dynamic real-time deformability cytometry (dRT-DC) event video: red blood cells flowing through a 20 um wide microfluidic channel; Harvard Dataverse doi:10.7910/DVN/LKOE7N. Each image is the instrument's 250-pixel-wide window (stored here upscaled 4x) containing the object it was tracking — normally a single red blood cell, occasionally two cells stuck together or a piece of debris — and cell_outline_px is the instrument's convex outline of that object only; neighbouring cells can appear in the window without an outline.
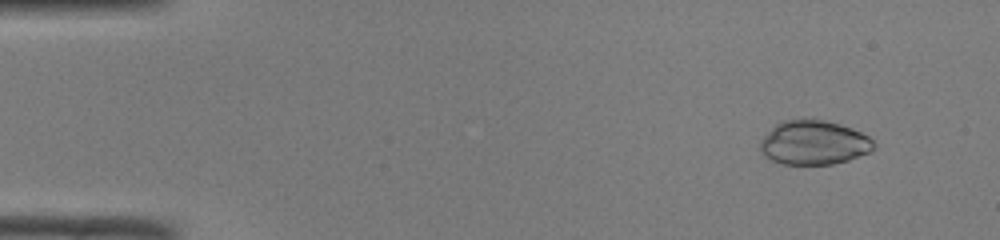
{"species": "common noctule bat (a hibernating species)", "species_latin": "Nyctalus noctula", "temperature_condition": "room temperature", "stored_images_in_passage": 50, "camera_frame_rate_fps": 3000, "um_per_image_px": 0.085, "animal": {"sex": "male", "body_mass_g": 19.0, "forearm_length_mm": 50.8}, "frame": {"image": 1, "passage_image": 5, "time_ms": 1.333, "image_size_px": [1000, 240], "cell_outline_px": [[876, 148], [868, 152], [848, 160], [832, 164], [784, 164], [772, 160], [764, 156], [760, 152], [760, 140], [776, 124], [784, 120], [824, 120], [840, 124], [852, 128], [868, 136], [876, 144]], "centroid_in_image_um": [69.18, 12.13], "position_along_channel_um": 15.8, "area_um2": 29.07}}
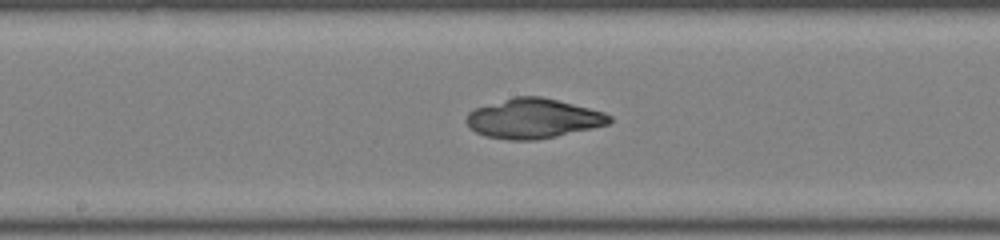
{"frame": {"image": 2, "passage_image": 27, "time_ms": 8.667, "image_size_px": [1000, 240], "cell_outline_px": [[612, 120], [608, 124], [592, 128], [556, 136], [536, 140], [508, 140], [484, 136], [468, 128], [464, 120], [468, 112], [476, 108], [512, 96], [540, 96], [604, 112], [612, 116]], "centroid_in_image_um": [45.27, 10.08], "position_along_channel_um": 202.9, "area_um2": 33.12}}
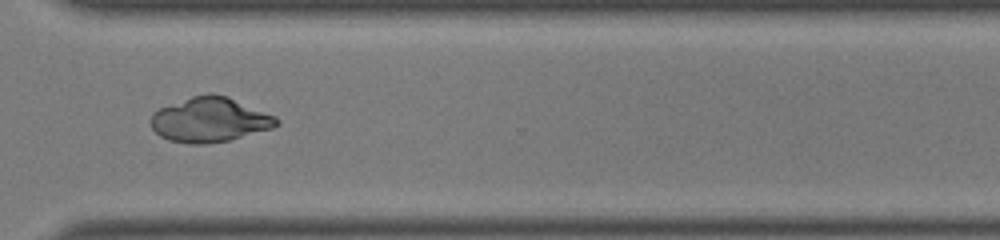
{"frame": {"image": 3, "passage_image": 38, "time_ms": 12.333, "image_size_px": [1000, 240], "cell_outline_px": [[280, 124], [272, 128], [228, 140], [204, 144], [188, 144], [168, 140], [160, 136], [152, 128], [148, 120], [152, 112], [160, 108], [192, 96], [208, 92], [212, 92], [228, 96], [276, 116], [280, 120]], "centroid_in_image_um": [17.81, 10.17], "position_along_channel_um": 352.8, "area_um2": 33.0}}